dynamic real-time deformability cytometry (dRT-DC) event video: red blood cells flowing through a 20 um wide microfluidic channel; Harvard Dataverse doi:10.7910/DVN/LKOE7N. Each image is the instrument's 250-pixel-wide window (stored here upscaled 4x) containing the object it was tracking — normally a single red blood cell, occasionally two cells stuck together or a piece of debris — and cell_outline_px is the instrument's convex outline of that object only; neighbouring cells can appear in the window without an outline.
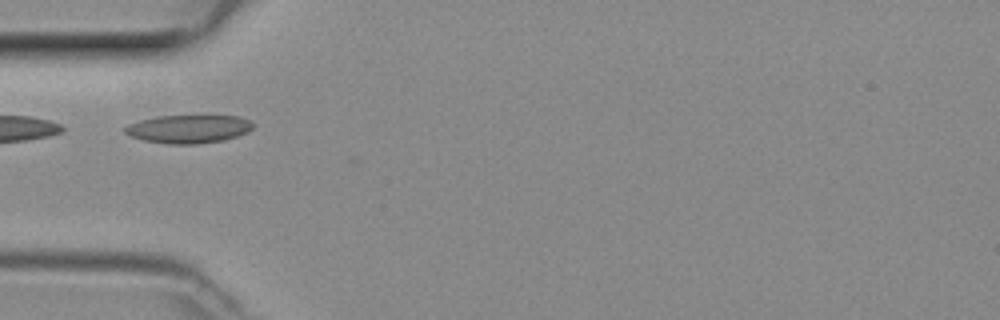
{"species": "common noctule bat (a hibernating species)", "species_latin": "Nyctalus noctula", "temperature_condition": "room temperature", "stored_images_in_passage": 3, "camera_frame_rate_fps": 3000, "um_per_image_px": 0.085, "animal": {"sex": "female", "body_mass_g": 29.2, "forearm_length_mm": 56.3}, "frame": {"image": 1, "passage_image": 1, "time_ms": 0.0, "image_size_px": [1000, 320], "cell_outline_px": [[256, 124], [248, 132], [224, 140], [196, 144], [168, 144], [144, 140], [132, 136], [124, 132], [124, 128], [128, 124], [140, 120], [160, 116], [240, 116]], "centroid_in_image_um": [16.05, 10.96], "position_along_channel_um": 69.0, "area_um2": 20.98}}